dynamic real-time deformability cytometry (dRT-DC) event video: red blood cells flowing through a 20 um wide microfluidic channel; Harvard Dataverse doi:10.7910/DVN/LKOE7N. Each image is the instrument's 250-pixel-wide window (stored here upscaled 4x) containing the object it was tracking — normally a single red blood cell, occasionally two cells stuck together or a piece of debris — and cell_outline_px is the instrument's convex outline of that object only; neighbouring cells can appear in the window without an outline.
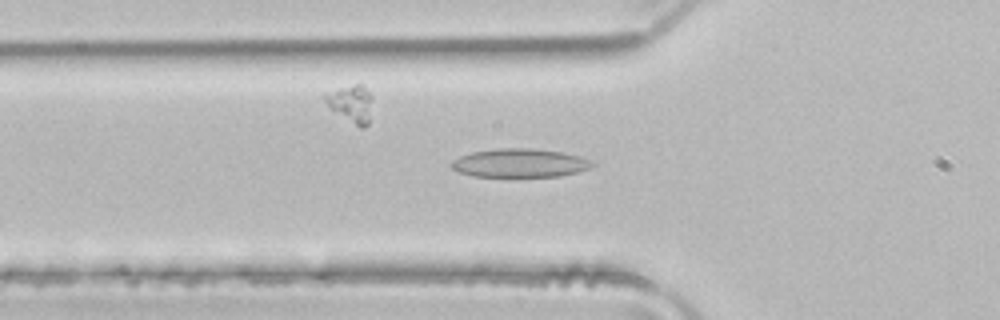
{"species": "common noctule bat (a hibernating species)", "species_latin": "Nyctalus noctula", "temperature_condition": "room temperature", "stored_images_in_passage": 50, "camera_frame_rate_fps": 3000, "um_per_image_px": 0.085, "animal": {"sex": "male", "body_mass_g": 21.5, "forearm_length_mm": 52.0}, "frame": {"image": 1, "passage_image": 17, "time_ms": 5.333, "image_size_px": [1000, 320], "cell_outline_px": [[596, 164], [592, 168], [560, 176], [472, 176], [460, 172], [452, 168], [452, 160], [460, 156], [472, 152], [500, 148], [532, 148], [564, 152], [580, 156]], "centroid_in_image_um": [44.21, 13.85], "position_along_channel_um": 81.6, "area_um2": 23.35}}
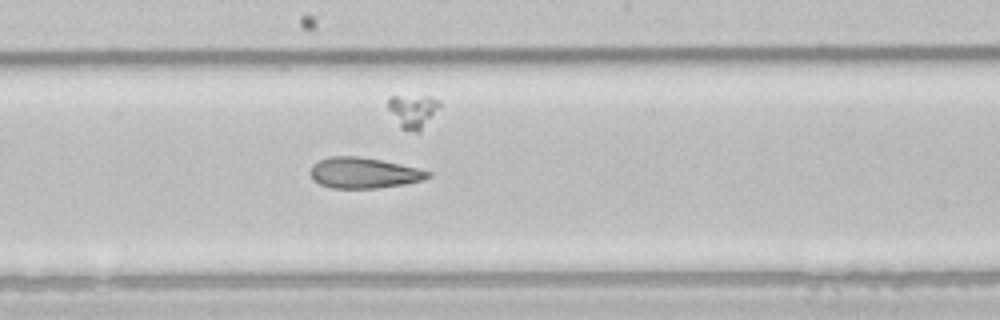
{"frame": {"image": 2, "passage_image": 27, "time_ms": 8.667, "image_size_px": [1000, 320], "cell_outline_px": [[432, 176], [424, 180], [404, 184], [376, 188], [332, 188], [320, 184], [312, 176], [312, 168], [320, 160], [328, 156], [356, 156], [380, 160], [420, 168], [432, 172]], "centroid_in_image_um": [31.0, 14.7], "position_along_channel_um": 217.2, "area_um2": 20.81}}
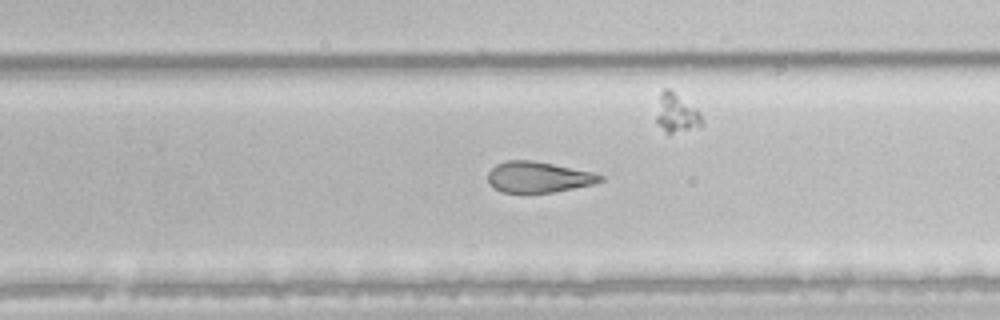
{"frame": {"image": 3, "passage_image": 32, "time_ms": 10.333, "image_size_px": [1000, 320], "cell_outline_px": [[604, 180], [592, 184], [552, 192], [500, 192], [488, 180], [488, 172], [496, 164], [504, 160], [528, 160], [552, 164], [592, 172], [604, 176]], "centroid_in_image_um": [45.75, 15.04], "position_along_channel_um": 284.1, "area_um2": 19.83}, "authors_computed_cell_mechanics": {"area_um2": 23.987, "velocity_mm_per_s": 4.0513, "shape_relaxation_time_tau1_ms": 9.3651, "shape_relaxation_time_tau2_ms": 2.1353, "deformation_change_tau1": 0.2037, "deformation_change_tau2": 0.0989}}